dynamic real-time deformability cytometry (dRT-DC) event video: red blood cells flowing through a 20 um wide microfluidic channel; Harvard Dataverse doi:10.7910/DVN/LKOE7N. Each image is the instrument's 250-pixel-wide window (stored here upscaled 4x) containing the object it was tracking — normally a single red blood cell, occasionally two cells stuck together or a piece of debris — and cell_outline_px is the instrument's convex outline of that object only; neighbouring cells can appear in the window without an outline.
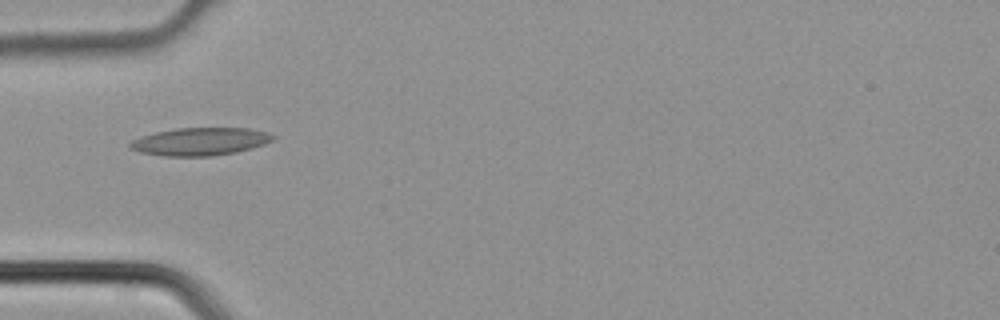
{"species": "common noctule bat (a hibernating species)", "species_latin": "Nyctalus noctula", "temperature_condition": "cold", "stored_images_in_passage": 4, "camera_frame_rate_fps": 3000, "um_per_image_px": 0.085, "animal": {"sex": "male", "body_mass_g": 21.5, "forearm_length_mm": 52.0}, "frame": {"image": 1, "passage_image": 3, "time_ms": 0.667, "image_size_px": [1000, 320], "cell_outline_px": [[276, 136], [272, 140], [264, 144], [252, 148], [236, 152], [212, 156], [164, 156], [140, 152], [128, 148], [128, 144], [132, 140], [140, 136], [156, 132], [176, 128], [248, 128], [268, 132]], "centroid_in_image_um": [16.99, 12.03], "position_along_channel_um": 68.0, "area_um2": 23.24}}
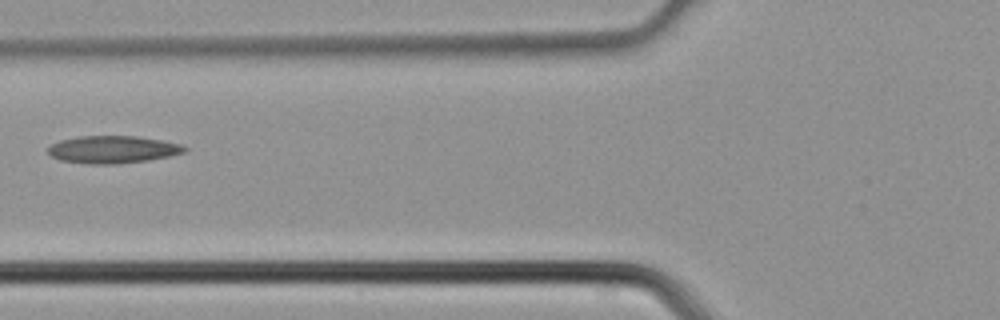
{"frame": {"image": 2, "passage_image": 4, "time_ms": 1.0, "image_size_px": [1000, 320], "cell_outline_px": [[188, 148], [184, 152], [168, 156], [148, 160], [116, 164], [88, 164], [60, 160], [52, 156], [48, 152], [48, 148], [52, 144], [60, 140], [80, 136], [136, 136], [160, 140], [180, 144]], "centroid_in_image_um": [9.56, 12.71], "position_along_channel_um": 116.2, "area_um2": 21.68}}